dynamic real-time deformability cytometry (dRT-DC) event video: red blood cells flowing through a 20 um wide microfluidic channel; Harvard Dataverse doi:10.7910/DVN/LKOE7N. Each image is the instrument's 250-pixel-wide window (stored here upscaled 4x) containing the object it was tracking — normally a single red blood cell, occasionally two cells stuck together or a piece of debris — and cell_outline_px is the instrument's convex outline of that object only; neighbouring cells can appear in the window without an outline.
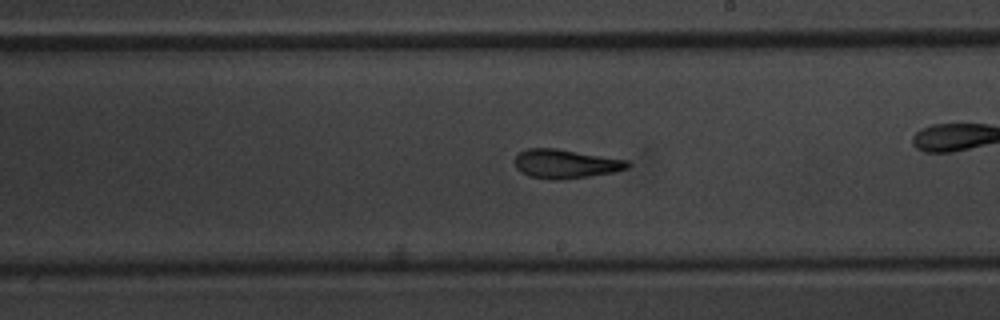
{"species": "common noctule bat (a hibernating species)", "species_latin": "Nyctalus noctula", "temperature_condition": "warm", "stored_images_in_passage": 55, "camera_frame_rate_fps": 3000, "um_per_image_px": 0.085, "animal": {"sex": "male", "body_mass_g": 20.1, "forearm_length_mm": 53.5}, "frame": {"image": 1, "passage_image": 32, "time_ms": 10.333, "image_size_px": [1000, 320], "cell_outline_px": [[632, 164], [628, 168], [612, 172], [564, 180], [548, 180], [528, 176], [520, 172], [516, 168], [516, 156], [520, 152], [528, 148], [556, 148], [628, 160]], "centroid_in_image_um": [48.07, 13.93], "position_along_channel_um": 240.9, "area_um2": 19.13}}
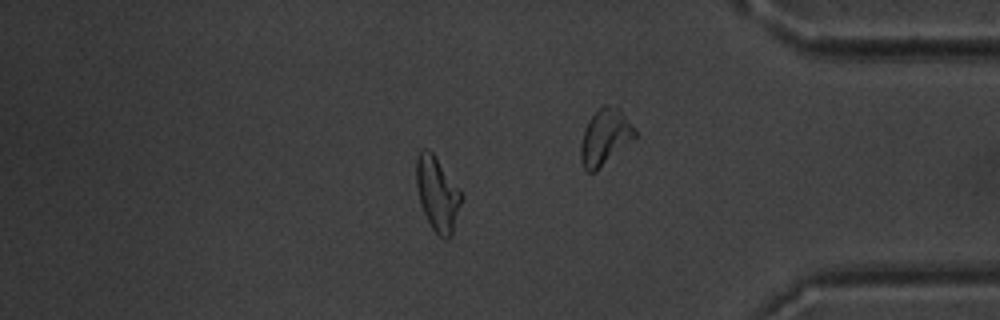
{"frame": {"image": 2, "passage_image": 47, "time_ms": 15.333, "image_size_px": [1000, 320], "cell_outline_px": [[464, 196], [452, 236], [448, 240], [444, 240], [432, 228], [424, 212], [420, 200], [416, 184], [416, 156], [420, 148], [428, 148], [432, 152]], "centroid_in_image_um": [37.19, 16.48], "position_along_channel_um": 398.0, "area_um2": 19.54}, "authors_computed_cell_mechanics": {"area_um2": 19.7676, "velocity_mm_per_s": 3.7241, "shape_relaxation_time_tau1_ms": 8.854, "shape_relaxation_time_tau2_ms": 2.6098, "deformation_change_tau1": 0.2506, "deformation_change_tau2": 0.1085}}